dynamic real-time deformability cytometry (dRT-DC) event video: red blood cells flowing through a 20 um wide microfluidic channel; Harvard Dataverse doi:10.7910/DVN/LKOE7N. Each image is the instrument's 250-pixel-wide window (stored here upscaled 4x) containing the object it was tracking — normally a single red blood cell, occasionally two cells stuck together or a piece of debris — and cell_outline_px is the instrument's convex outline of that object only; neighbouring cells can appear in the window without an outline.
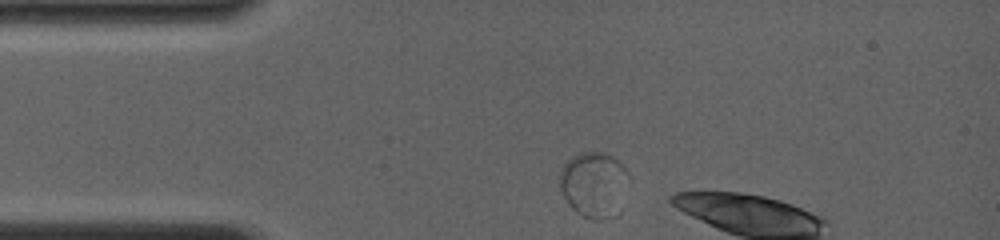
{"species": "common noctule bat (a hibernating species)", "species_latin": "Nyctalus noctula", "temperature_condition": "room temperature", "stored_images_in_passage": 3, "camera_frame_rate_fps": 4000, "um_per_image_px": 0.085, "animal": {"sex": "female", "body_mass_g": 19.0, "forearm_length_mm": 56.7}, "frame": {"image": 1, "passage_image": 1, "time_ms": 0.0, "image_size_px": [1000, 240], "cell_outline_px": [[628, 172], [600, 220], [592, 220], [576, 212], [568, 204], [560, 188], [560, 172], [564, 164], [568, 160], [584, 152], [604, 152], [612, 156]], "centroid_in_image_um": [50.26, 15.54], "position_along_channel_um": 34.7, "area_um2": 23.29}}